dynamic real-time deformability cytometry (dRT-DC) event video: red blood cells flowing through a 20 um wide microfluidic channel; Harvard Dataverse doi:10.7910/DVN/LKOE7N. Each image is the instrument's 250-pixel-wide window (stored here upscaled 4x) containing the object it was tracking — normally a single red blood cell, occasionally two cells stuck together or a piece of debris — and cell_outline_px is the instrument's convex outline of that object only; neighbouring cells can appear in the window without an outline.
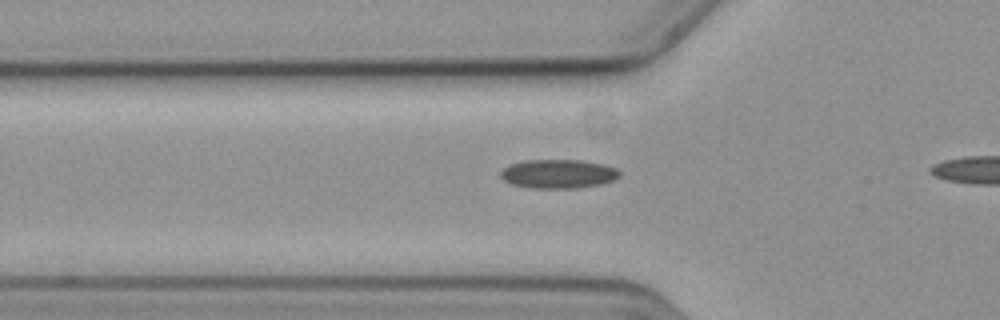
{"species": "common noctule bat (a hibernating species)", "species_latin": "Nyctalus noctula", "temperature_condition": "cold", "stored_images_in_passage": 40, "camera_frame_rate_fps": 3000, "um_per_image_px": 0.085, "animal": {"sex": "female", "body_mass_g": 19.3, "forearm_length_mm": 54.1}, "frame": {"image": 1, "passage_image": 13, "time_ms": 4.0, "image_size_px": [1000, 320], "cell_outline_px": [[620, 176], [612, 180], [600, 184], [576, 188], [532, 188], [512, 184], [504, 180], [500, 176], [500, 172], [508, 164], [524, 160], [580, 160], [604, 164], [616, 168], [620, 172]], "centroid_in_image_um": [47.43, 14.77], "position_along_channel_um": 78.4, "area_um2": 20.06}}
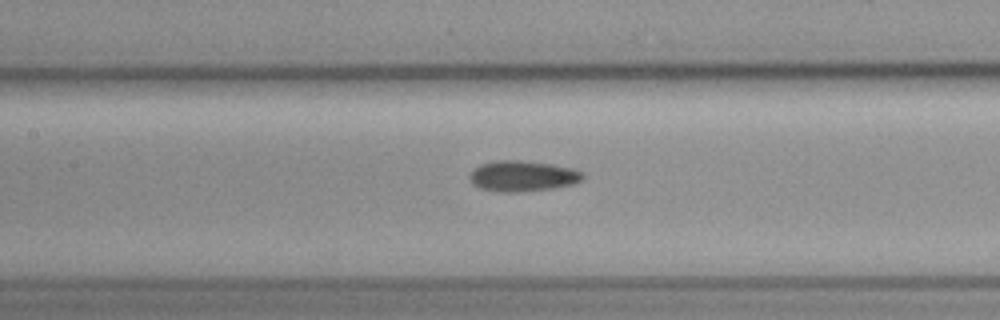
{"frame": {"image": 2, "passage_image": 20, "time_ms": 6.333, "image_size_px": [1000, 320], "cell_outline_px": [[584, 176], [580, 180], [572, 184], [552, 188], [516, 192], [500, 192], [480, 188], [472, 184], [468, 176], [472, 168], [480, 164], [496, 160], [520, 160], [552, 164], [572, 168], [584, 172]], "centroid_in_image_um": [44.37, 14.95], "position_along_channel_um": 163.0, "area_um2": 20.35}}
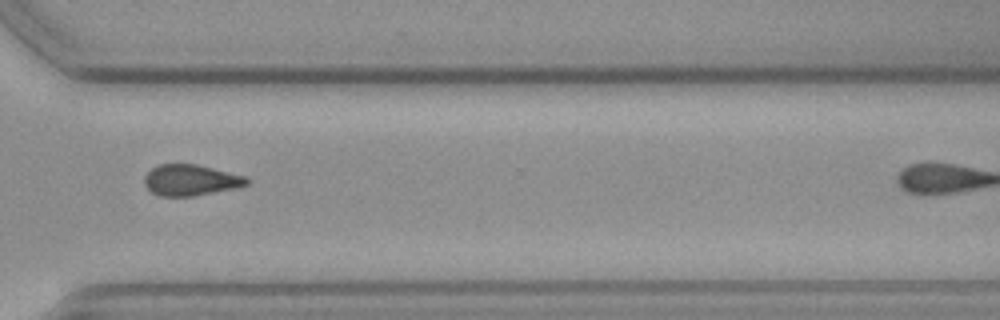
{"frame": {"image": 3, "passage_image": 36, "time_ms": 11.667, "image_size_px": [1000, 320], "cell_outline_px": [[252, 180], [248, 184], [240, 188], [192, 196], [160, 196], [152, 192], [144, 184], [144, 176], [152, 168], [160, 164], [196, 164], [248, 176]], "centroid_in_image_um": [16.28, 15.31], "position_along_channel_um": 354.3, "area_um2": 18.79}}